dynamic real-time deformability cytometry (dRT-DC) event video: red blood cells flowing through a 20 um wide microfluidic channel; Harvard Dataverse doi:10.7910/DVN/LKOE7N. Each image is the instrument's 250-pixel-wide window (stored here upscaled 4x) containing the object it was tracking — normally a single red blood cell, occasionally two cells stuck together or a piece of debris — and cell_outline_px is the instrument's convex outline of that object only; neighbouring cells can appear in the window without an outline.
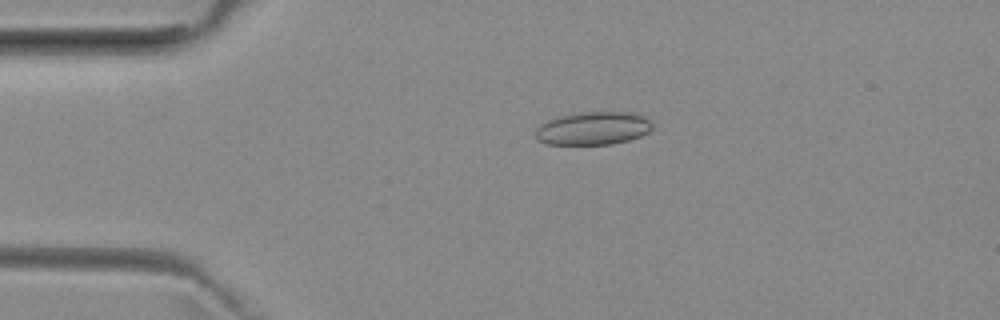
{"species": "common noctule bat (a hibernating species)", "species_latin": "Nyctalus noctula", "temperature_condition": "room temperature", "stored_images_in_passage": 48, "camera_frame_rate_fps": 3000, "um_per_image_px": 0.085, "animal": {"sex": "female", "body_mass_g": 29.2, "forearm_length_mm": 56.3}, "frame": {"image": 1, "passage_image": 7, "time_ms": 2.0, "image_size_px": [1000, 320], "cell_outline_px": [[652, 128], [648, 132], [640, 136], [628, 140], [612, 144], [548, 144], [536, 140], [536, 132], [540, 124], [548, 120], [560, 116], [580, 112], [636, 112], [648, 116], [652, 120]], "centroid_in_image_um": [50.47, 10.89], "position_along_channel_um": 34.5, "area_um2": 22.72}}
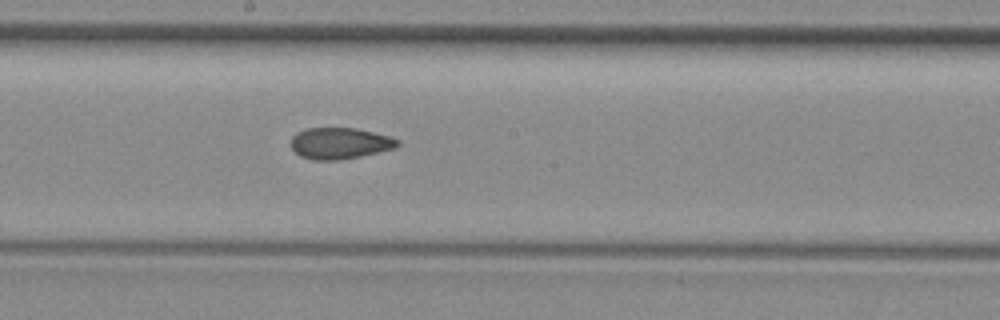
{"frame": {"image": 2, "passage_image": 24, "time_ms": 7.667, "image_size_px": [1000, 320], "cell_outline_px": [[400, 144], [396, 148], [360, 156], [340, 160], [312, 160], [300, 156], [292, 148], [292, 136], [296, 132], [308, 128], [356, 128], [392, 136], [400, 140]], "centroid_in_image_um": [28.92, 12.17], "position_along_channel_um": 219.3, "area_um2": 19.59}}
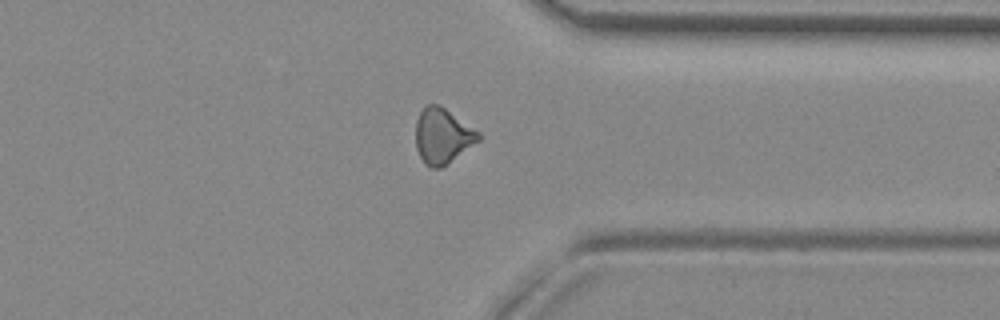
{"frame": {"image": 3, "passage_image": 36, "time_ms": 11.667, "image_size_px": [1000, 320], "cell_outline_px": [[480, 140], [448, 164], [440, 168], [432, 168], [424, 164], [416, 148], [416, 120], [420, 112], [428, 104], [440, 104], [480, 132]], "centroid_in_image_um": [37.62, 11.56], "position_along_channel_um": 373.8, "area_um2": 20.35}, "authors_computed_cell_mechanics": {"area_um2": 19.941, "velocity_mm_per_s": 3.9713, "shape_relaxation_time_tau1_ms": null, "shape_relaxation_time_tau2_ms": 3.8195, "deformation_change_tau1": null, "deformation_change_tau2": 0.1039}}